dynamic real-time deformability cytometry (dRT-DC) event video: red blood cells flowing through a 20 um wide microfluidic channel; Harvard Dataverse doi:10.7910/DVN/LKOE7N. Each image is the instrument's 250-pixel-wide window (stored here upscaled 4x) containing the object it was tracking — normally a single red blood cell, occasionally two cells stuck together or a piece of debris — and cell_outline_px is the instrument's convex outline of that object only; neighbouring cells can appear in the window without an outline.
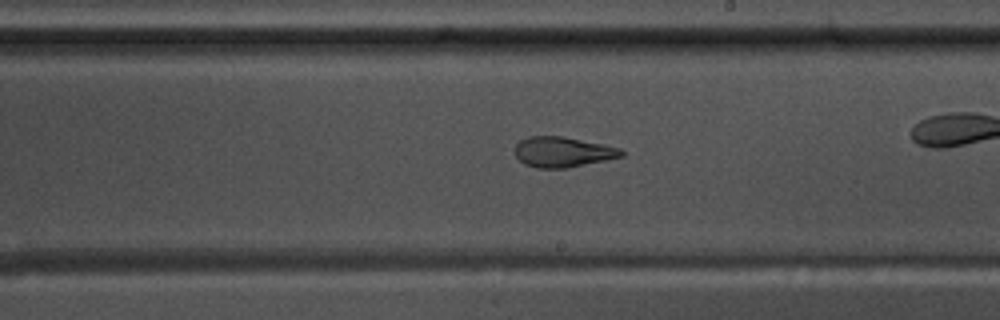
{"species": "common noctule bat (a hibernating species)", "species_latin": "Nyctalus noctula", "temperature_condition": "warm", "stored_images_in_passage": 46, "camera_frame_rate_fps": 3000, "um_per_image_px": 0.085, "animal": {"sex": "male", "body_mass_g": 17.5, "forearm_length_mm": 52.3}, "frame": {"image": 1, "passage_image": 33, "time_ms": 10.667, "image_size_px": [1000, 320], "cell_outline_px": [[624, 156], [568, 168], [536, 168], [524, 164], [516, 156], [516, 144], [520, 140], [528, 136], [560, 136], [620, 148], [624, 152]], "centroid_in_image_um": [47.81, 12.93], "position_along_channel_um": 241.2, "area_um2": 18.61}}